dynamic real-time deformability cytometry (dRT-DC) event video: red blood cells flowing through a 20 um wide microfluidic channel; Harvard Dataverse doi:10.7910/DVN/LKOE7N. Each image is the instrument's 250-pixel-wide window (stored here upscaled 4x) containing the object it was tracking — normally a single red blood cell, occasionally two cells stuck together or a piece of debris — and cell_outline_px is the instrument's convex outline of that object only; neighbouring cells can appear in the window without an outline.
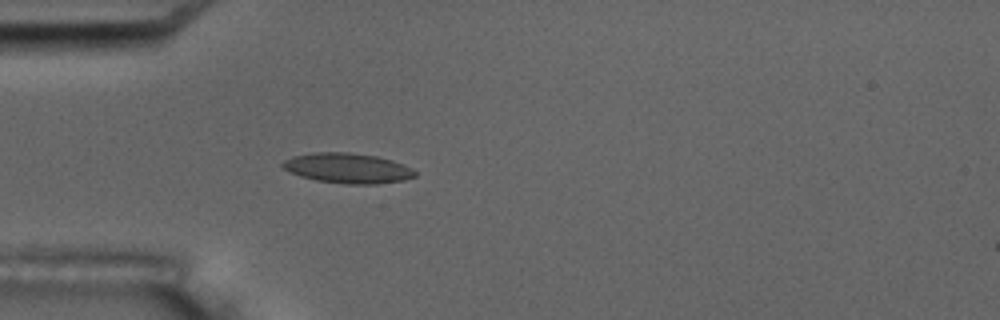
{"species": "common noctule bat (a hibernating species)", "species_latin": "Nyctalus noctula", "temperature_condition": "room temperature", "stored_images_in_passage": 5, "camera_frame_rate_fps": 3000, "um_per_image_px": 0.085, "animal": {"sex": "male", "body_mass_g": 17.5, "forearm_length_mm": 52.3}, "frame": {"image": 1, "passage_image": 5, "time_ms": 4.667, "image_size_px": [1000, 320], "cell_outline_px": [[416, 176], [404, 180], [376, 184], [348, 184], [316, 180], [300, 176], [288, 172], [280, 164], [284, 160], [292, 156], [312, 152], [348, 152], [376, 156], [392, 160], [404, 164], [412, 168], [416, 172]], "centroid_in_image_um": [29.54, 14.29], "position_along_channel_um": 55.5, "area_um2": 23.35}}